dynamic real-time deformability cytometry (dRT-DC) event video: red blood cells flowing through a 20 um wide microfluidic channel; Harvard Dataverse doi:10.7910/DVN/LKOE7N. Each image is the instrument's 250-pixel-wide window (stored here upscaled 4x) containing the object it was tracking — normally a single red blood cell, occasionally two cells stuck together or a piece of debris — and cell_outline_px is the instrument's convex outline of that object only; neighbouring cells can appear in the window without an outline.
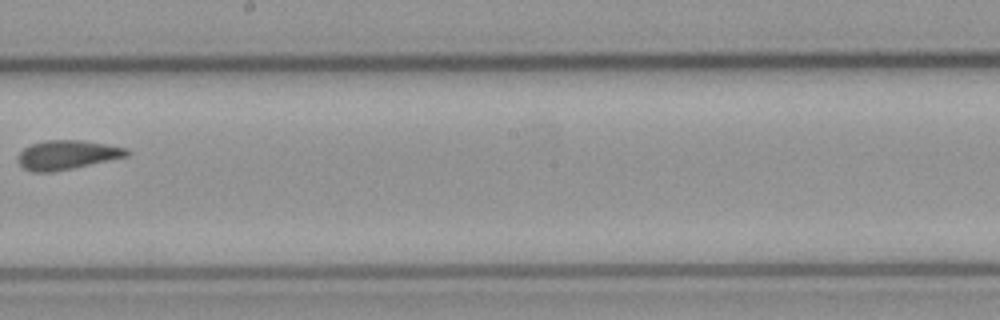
{"species": "common noctule bat (a hibernating species)", "species_latin": "Nyctalus noctula", "temperature_condition": "cold", "stored_images_in_passage": 9, "camera_frame_rate_fps": 3000, "um_per_image_px": 0.085, "animal": {"sex": "male", "body_mass_g": 23.1, "forearm_length_mm": 52.7}, "frame": {"image": 1, "passage_image": 9, "time_ms": 10.0, "image_size_px": [1000, 320], "cell_outline_px": [[132, 152], [128, 156], [72, 168], [52, 172], [32, 172], [24, 168], [16, 160], [16, 156], [24, 148], [32, 144], [44, 140], [80, 140], [128, 148]], "centroid_in_image_um": [5.68, 13.16], "position_along_channel_um": 242.5, "area_um2": 18.5}}